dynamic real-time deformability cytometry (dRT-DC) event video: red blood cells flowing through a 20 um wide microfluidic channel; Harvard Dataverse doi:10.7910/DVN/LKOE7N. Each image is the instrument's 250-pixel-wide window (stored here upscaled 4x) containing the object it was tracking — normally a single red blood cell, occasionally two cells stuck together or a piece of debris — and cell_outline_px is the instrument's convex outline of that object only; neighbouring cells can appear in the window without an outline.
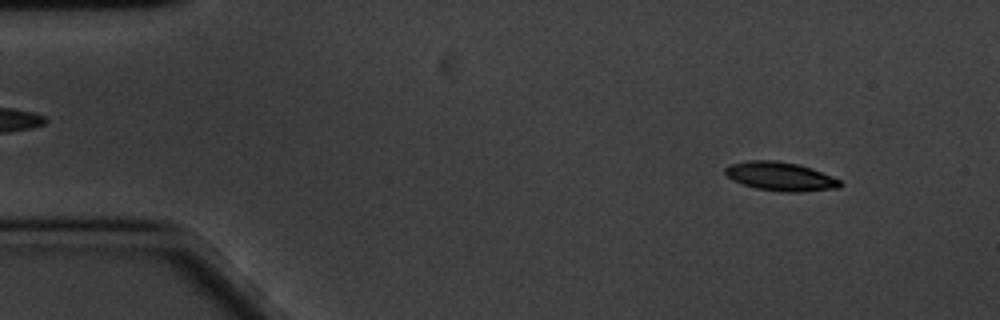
{"species": "common noctule bat (a hibernating species)", "species_latin": "Nyctalus noctula", "temperature_condition": "cold", "stored_images_in_passage": 55, "camera_frame_rate_fps": 3000, "um_per_image_px": 0.085, "animal": {"sex": "male", "body_mass_g": 20.1, "forearm_length_mm": 53.5}, "frame": {"image": 1, "passage_image": 2, "time_ms": 0.333, "image_size_px": [1000, 320], "cell_outline_px": [[844, 184], [840, 188], [800, 192], [784, 192], [756, 188], [732, 180], [724, 172], [724, 168], [728, 164], [748, 160], [772, 160], [796, 164], [812, 168], [840, 180]], "centroid_in_image_um": [66.33, 14.99], "position_along_channel_um": 18.7, "area_um2": 19.31}}
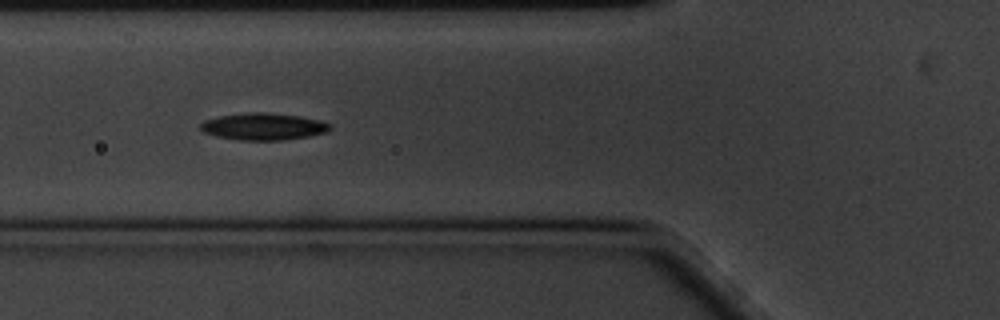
{"frame": {"image": 2, "passage_image": 17, "time_ms": 5.333, "image_size_px": [1000, 320], "cell_outline_px": [[332, 128], [324, 132], [308, 136], [284, 140], [240, 140], [216, 136], [204, 132], [200, 128], [200, 124], [204, 120], [220, 116], [244, 112], [264, 112], [300, 116], [320, 120], [332, 124]], "centroid_in_image_um": [22.39, 10.75], "position_along_channel_um": 103.4, "area_um2": 20.35}}
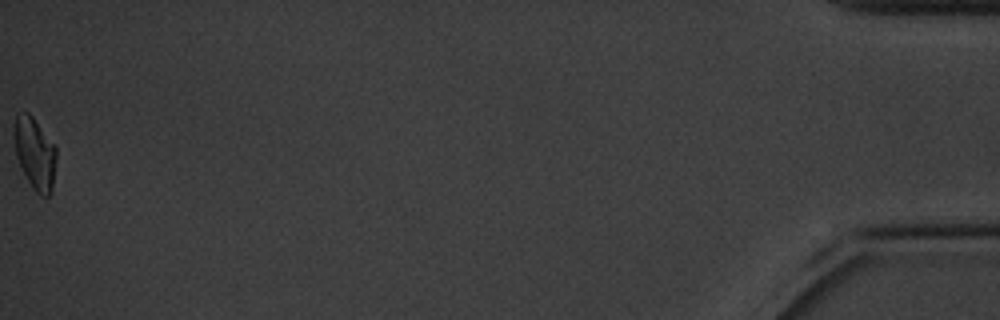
{"frame": {"image": 3, "passage_image": 55, "time_ms": 18.0, "image_size_px": [1000, 320], "cell_outline_px": [[56, 156], [52, 192], [48, 196], [40, 196], [32, 188], [16, 156], [12, 136], [12, 124], [16, 112], [28, 112], [32, 116], [56, 148]], "centroid_in_image_um": [2.92, 13.0], "position_along_channel_um": 432.3, "area_um2": 17.86}, "authors_computed_cell_mechanics": {"area_um2": 18.9584, "velocity_mm_per_s": 3.3816, "shape_relaxation_time_tau1_ms": 2.6794, "shape_relaxation_time_tau2_ms": null, "deformation_change_tau1": 0.0982, "deformation_change_tau2": null}}